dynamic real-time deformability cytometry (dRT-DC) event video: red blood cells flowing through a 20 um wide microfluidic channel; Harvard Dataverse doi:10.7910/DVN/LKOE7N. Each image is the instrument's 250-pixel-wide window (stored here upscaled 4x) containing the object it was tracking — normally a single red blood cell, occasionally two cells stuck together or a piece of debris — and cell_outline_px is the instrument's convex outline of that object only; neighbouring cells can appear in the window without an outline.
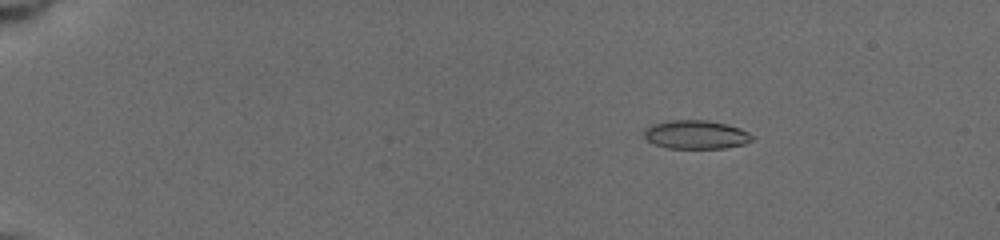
{"species": "common noctule bat (a hibernating species)", "species_latin": "Nyctalus noctula", "temperature_condition": "cold", "stored_images_in_passage": 10, "camera_frame_rate_fps": 3000, "um_per_image_px": 0.085, "animal": {"sex": "female", "body_mass_g": 19.5, "forearm_length_mm": 54.1}, "frame": {"image": 1, "passage_image": 5, "time_ms": 2.667, "image_size_px": [1000, 240], "cell_outline_px": [[756, 136], [752, 140], [744, 144], [724, 148], [668, 148], [656, 144], [648, 140], [644, 136], [644, 132], [652, 124], [672, 120], [704, 120], [728, 124], [740, 128]], "centroid_in_image_um": [59.21, 11.44], "position_along_channel_um": 25.8, "area_um2": 17.92}}
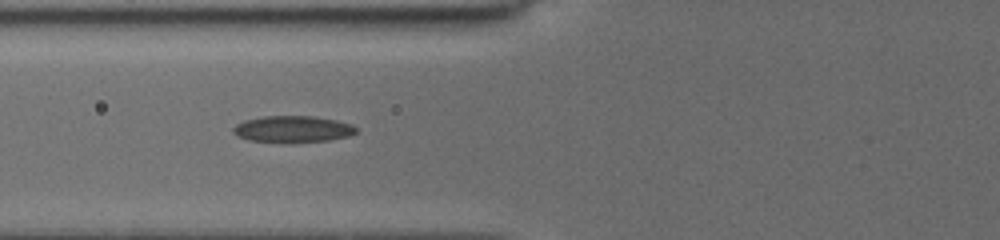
{"frame": {"image": 2, "passage_image": 9, "time_ms": 7.333, "image_size_px": [1000, 240], "cell_outline_px": [[356, 132], [348, 136], [328, 140], [292, 144], [248, 140], [236, 136], [232, 132], [232, 128], [236, 124], [244, 120], [264, 116], [312, 116], [336, 120], [352, 124], [356, 128]], "centroid_in_image_um": [24.84, 10.99], "position_along_channel_um": 101.0, "area_um2": 19.42}}
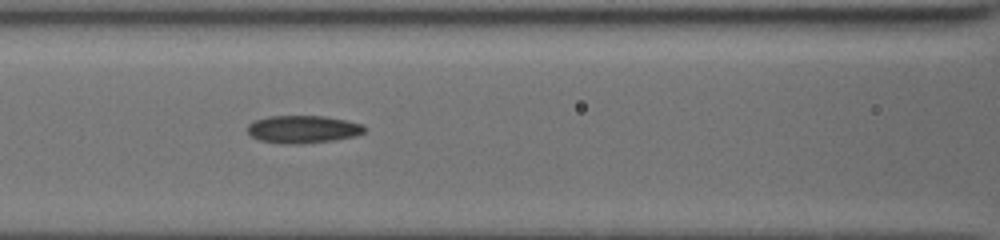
{"frame": {"image": 3, "passage_image": 10, "time_ms": 8.333, "image_size_px": [1000, 240], "cell_outline_px": [[368, 128], [364, 132], [356, 136], [332, 140], [304, 144], [280, 144], [260, 140], [252, 136], [248, 132], [248, 124], [256, 120], [268, 116], [324, 116], [364, 124]], "centroid_in_image_um": [25.78, 10.99], "position_along_channel_um": 140.8, "area_um2": 18.96}}